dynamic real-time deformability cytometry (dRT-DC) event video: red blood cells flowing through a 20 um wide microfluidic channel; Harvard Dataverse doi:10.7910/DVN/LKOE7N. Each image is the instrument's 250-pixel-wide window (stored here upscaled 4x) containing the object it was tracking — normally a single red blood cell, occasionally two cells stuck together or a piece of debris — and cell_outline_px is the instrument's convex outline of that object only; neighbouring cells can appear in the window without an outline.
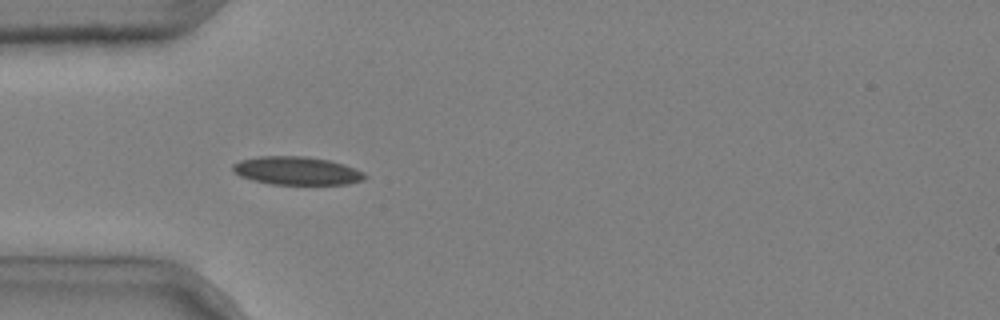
{"species": "common noctule bat (a hibernating species)", "species_latin": "Nyctalus noctula", "temperature_condition": "cold", "stored_images_in_passage": 4, "camera_frame_rate_fps": 3000, "um_per_image_px": 0.085, "animal": {"sex": "male", "body_mass_g": 20.4}, "frame": {"image": 1, "passage_image": 3, "time_ms": 0.667, "image_size_px": [1000, 320], "cell_outline_px": [[368, 176], [364, 180], [348, 184], [272, 184], [252, 180], [240, 176], [232, 172], [232, 164], [240, 160], [260, 156], [304, 156], [328, 160], [344, 164], [356, 168], [364, 172]], "centroid_in_image_um": [25.23, 14.51], "position_along_channel_um": 59.8, "area_um2": 21.85}}